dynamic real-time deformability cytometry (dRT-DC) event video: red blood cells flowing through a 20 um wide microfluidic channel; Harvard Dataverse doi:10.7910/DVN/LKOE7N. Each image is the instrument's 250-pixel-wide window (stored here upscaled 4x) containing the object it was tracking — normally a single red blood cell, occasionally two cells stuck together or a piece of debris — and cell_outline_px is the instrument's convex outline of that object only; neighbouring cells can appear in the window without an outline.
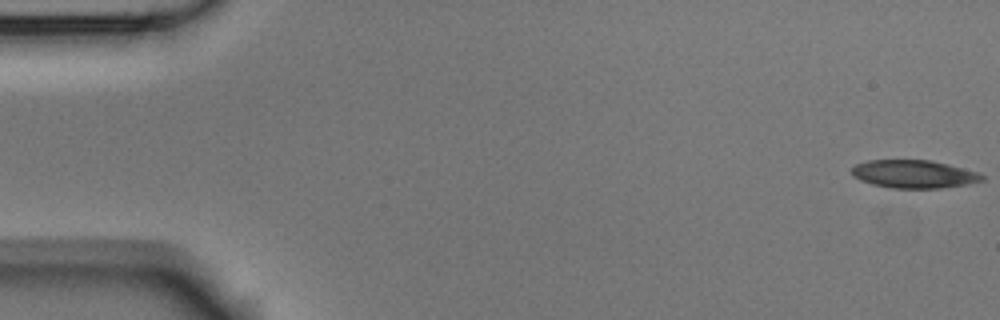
{"species": "Egyptian fruit bat (a non-hibernating species)", "species_latin": "Rousettus aegyptiacus", "temperature_condition": "room temperature", "stored_images_in_passage": 5, "camera_frame_rate_fps": 3000, "um_per_image_px": 0.085, "animal": {"sex": "male"}, "frame": {"image": 1, "passage_image": 1, "time_ms": 0.0, "image_size_px": [1000, 320], "cell_outline_px": [[984, 180], [968, 184], [940, 188], [892, 188], [872, 184], [860, 180], [852, 176], [852, 168], [856, 164], [868, 160], [932, 160], [980, 172], [984, 176]], "centroid_in_image_um": [77.7, 14.79], "position_along_channel_um": 7.3, "area_um2": 21.39}}